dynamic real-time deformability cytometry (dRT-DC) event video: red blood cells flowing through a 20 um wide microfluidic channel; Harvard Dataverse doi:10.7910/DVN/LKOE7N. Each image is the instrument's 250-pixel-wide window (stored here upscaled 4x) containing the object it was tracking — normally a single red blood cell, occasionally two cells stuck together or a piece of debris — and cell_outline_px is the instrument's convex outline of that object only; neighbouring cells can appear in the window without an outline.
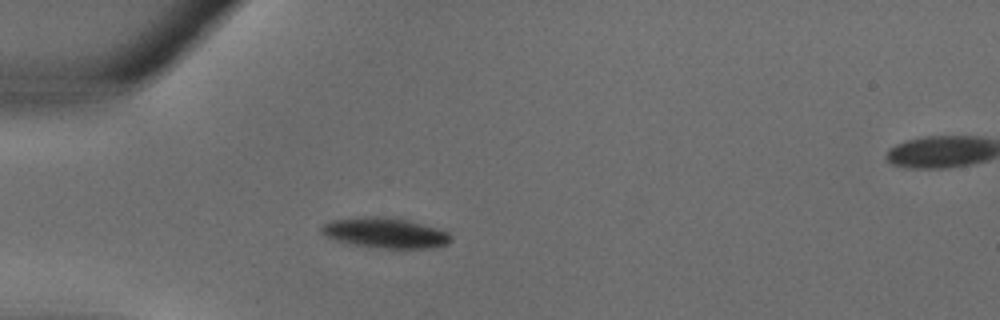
{"species": "common noctule bat (a hibernating species)", "species_latin": "Nyctalus noctula", "temperature_condition": "warm", "stored_images_in_passage": 26, "camera_frame_rate_fps": 3000, "um_per_image_px": 0.085, "animal": {"sex": "male", "body_mass_g": 18.8}, "frame": {"image": 1, "passage_image": 1, "time_ms": 0.0, "image_size_px": [1000, 320], "cell_outline_px": [[452, 240], [448, 244], [432, 248], [380, 248], [356, 244], [336, 240], [320, 232], [320, 228], [324, 224], [332, 220], [368, 216], [380, 216], [408, 220], [436, 228], [448, 232], [452, 236]], "centroid_in_image_um": [32.78, 19.79], "position_along_channel_um": 52.2, "area_um2": 22.6}}
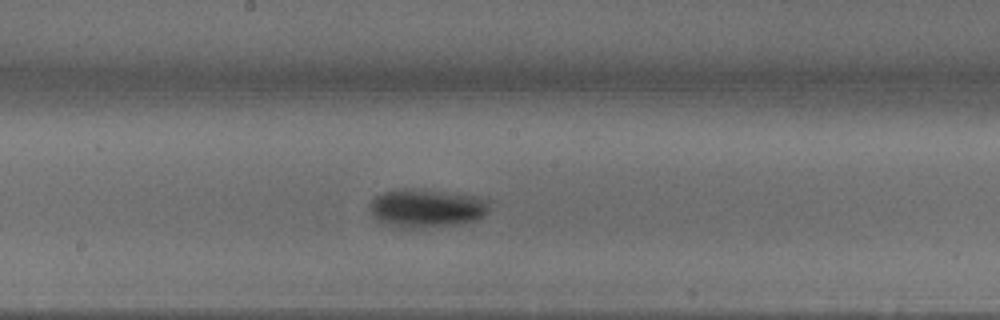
{"frame": {"image": 2, "passage_image": 10, "time_ms": 3.0, "image_size_px": [1000, 320], "cell_outline_px": [[488, 212], [476, 220], [456, 224], [428, 228], [392, 228], [376, 220], [372, 216], [368, 208], [368, 204], [380, 192], [404, 188], [412, 188], [472, 196], [488, 200]], "centroid_in_image_um": [36.14, 17.72], "position_along_channel_um": 212.1, "area_um2": 27.05}}
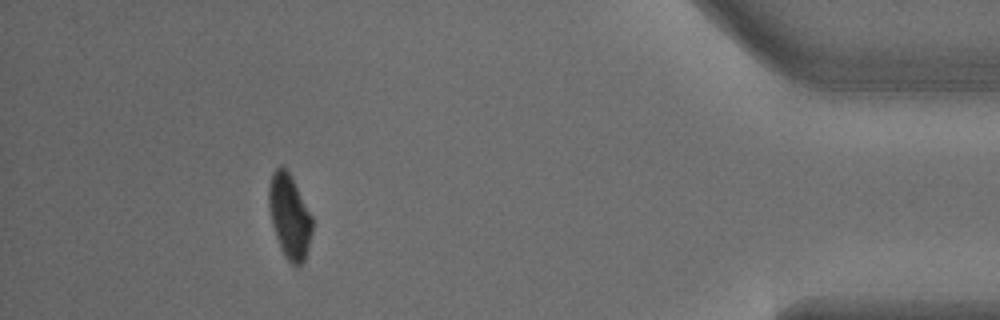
{"frame": {"image": 3, "passage_image": 23, "time_ms": 7.333, "image_size_px": [1000, 320], "cell_outline_px": [[312, 232], [304, 260], [296, 268], [284, 256], [280, 248], [272, 224], [268, 208], [268, 188], [272, 172], [280, 164], [288, 172], [312, 216]], "centroid_in_image_um": [24.58, 18.4], "position_along_channel_um": 410.6, "area_um2": 21.1}}